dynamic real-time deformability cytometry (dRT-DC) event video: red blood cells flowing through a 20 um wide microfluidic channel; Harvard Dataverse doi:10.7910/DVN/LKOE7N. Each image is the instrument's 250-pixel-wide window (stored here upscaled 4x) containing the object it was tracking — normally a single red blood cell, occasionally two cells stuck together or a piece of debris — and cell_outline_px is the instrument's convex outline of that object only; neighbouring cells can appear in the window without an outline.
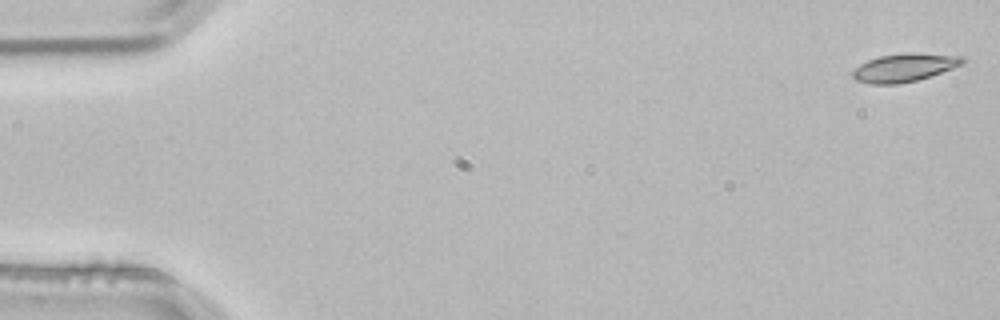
{"species": "common noctule bat (a hibernating species)", "species_latin": "Nyctalus noctula", "temperature_condition": "room temperature", "stored_images_in_passage": 3, "camera_frame_rate_fps": 3000, "um_per_image_px": 0.085, "animal": {"sex": "male", "body_mass_g": 21.5, "forearm_length_mm": 52.0}, "frame": {"image": 1, "passage_image": 1, "time_ms": 0.0, "image_size_px": [1000, 320], "cell_outline_px": [[964, 64], [916, 80], [896, 84], [872, 84], [856, 80], [852, 76], [852, 72], [860, 64], [868, 60], [880, 56], [908, 52], [912, 52], [964, 56]], "centroid_in_image_um": [76.87, 5.73], "position_along_channel_um": 8.1, "area_um2": 17.86}}